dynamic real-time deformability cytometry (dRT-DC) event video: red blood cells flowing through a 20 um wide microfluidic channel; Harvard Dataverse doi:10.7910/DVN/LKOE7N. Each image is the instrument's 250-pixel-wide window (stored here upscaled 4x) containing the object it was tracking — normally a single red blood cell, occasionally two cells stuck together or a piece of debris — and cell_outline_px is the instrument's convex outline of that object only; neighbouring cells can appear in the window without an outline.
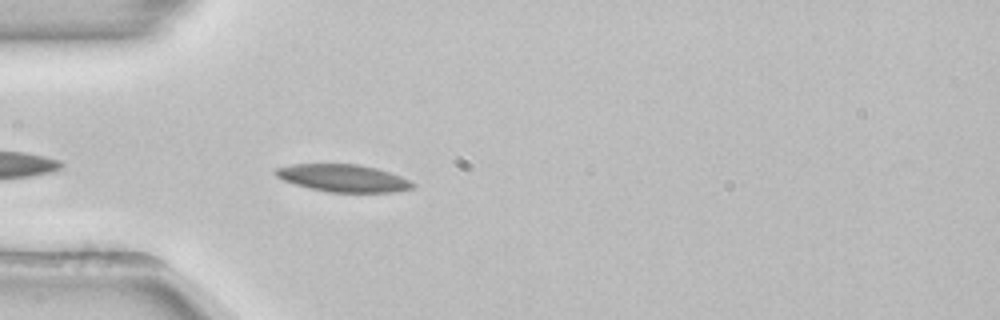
{"species": "common noctule bat (a hibernating species)", "species_latin": "Nyctalus noctula", "temperature_condition": "room temperature", "stored_images_in_passage": 13, "camera_frame_rate_fps": 3000, "um_per_image_px": 0.085, "animal": {"sex": "female", "body_mass_g": 22.7, "forearm_length_mm": 54.2}, "frame": {"image": 1, "passage_image": 3, "time_ms": 0.667, "image_size_px": [1000, 320], "cell_outline_px": [[416, 184], [412, 188], [392, 192], [328, 192], [308, 188], [284, 180], [276, 176], [272, 172], [276, 168], [292, 164], [356, 164], [376, 168], [400, 176]], "centroid_in_image_um": [29.13, 15.14], "position_along_channel_um": 55.9, "area_um2": 21.73}}